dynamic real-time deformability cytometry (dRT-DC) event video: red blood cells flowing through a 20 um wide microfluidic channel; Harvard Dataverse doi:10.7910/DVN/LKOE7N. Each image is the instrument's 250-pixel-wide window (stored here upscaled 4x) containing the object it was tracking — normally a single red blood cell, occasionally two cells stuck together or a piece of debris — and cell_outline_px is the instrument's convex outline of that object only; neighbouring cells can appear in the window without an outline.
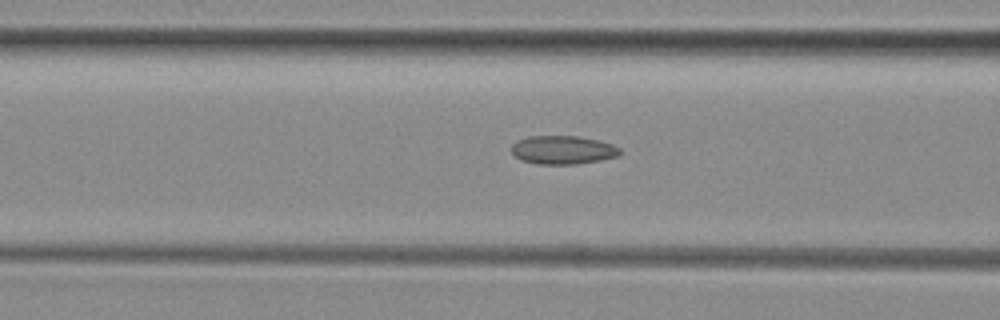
{"species": "common noctule bat (a hibernating species)", "species_latin": "Nyctalus noctula", "temperature_condition": "room temperature", "stored_images_in_passage": 41, "camera_frame_rate_fps": 3000, "um_per_image_px": 0.085, "animal": {"sex": "female", "body_mass_g": 29.2, "forearm_length_mm": 56.3}, "frame": {"image": 1, "passage_image": 20, "time_ms": 6.333, "image_size_px": [1000, 320], "cell_outline_px": [[620, 152], [616, 156], [600, 160], [576, 164], [536, 164], [520, 160], [512, 152], [512, 144], [516, 140], [528, 136], [580, 136], [612, 144], [620, 148]], "centroid_in_image_um": [47.8, 12.74], "position_along_channel_um": 118.8, "area_um2": 17.98}}
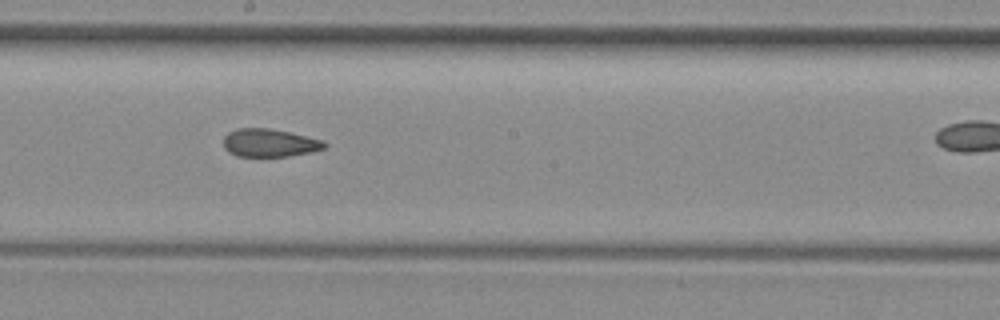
{"frame": {"image": 2, "passage_image": 28, "time_ms": 9.0, "image_size_px": [1000, 320], "cell_outline_px": [[328, 144], [324, 148], [312, 152], [288, 156], [236, 156], [228, 152], [224, 148], [224, 136], [228, 132], [236, 128], [268, 128], [288, 132], [324, 140]], "centroid_in_image_um": [22.9, 12.14], "position_along_channel_um": 225.3, "area_um2": 16.53}}
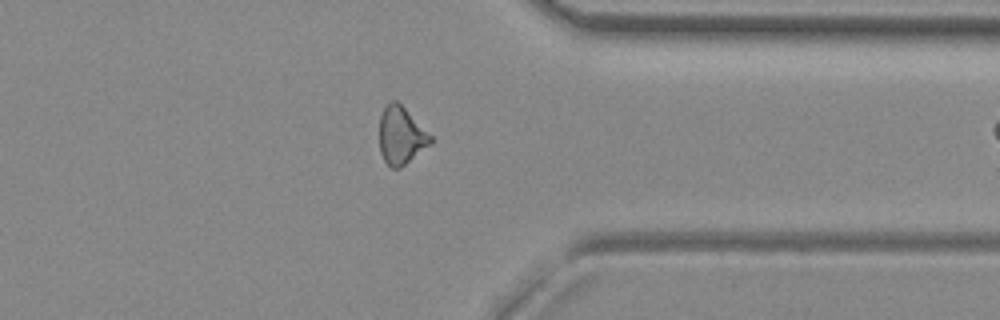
{"frame": {"image": 3, "passage_image": 40, "time_ms": 13.0, "image_size_px": [1000, 320], "cell_outline_px": [[432, 140], [428, 144], [400, 168], [392, 168], [384, 160], [380, 152], [380, 116], [384, 108], [392, 100], [396, 100], [432, 136]], "centroid_in_image_um": [34.05, 11.51], "position_along_channel_um": 377.3, "area_um2": 16.53}}